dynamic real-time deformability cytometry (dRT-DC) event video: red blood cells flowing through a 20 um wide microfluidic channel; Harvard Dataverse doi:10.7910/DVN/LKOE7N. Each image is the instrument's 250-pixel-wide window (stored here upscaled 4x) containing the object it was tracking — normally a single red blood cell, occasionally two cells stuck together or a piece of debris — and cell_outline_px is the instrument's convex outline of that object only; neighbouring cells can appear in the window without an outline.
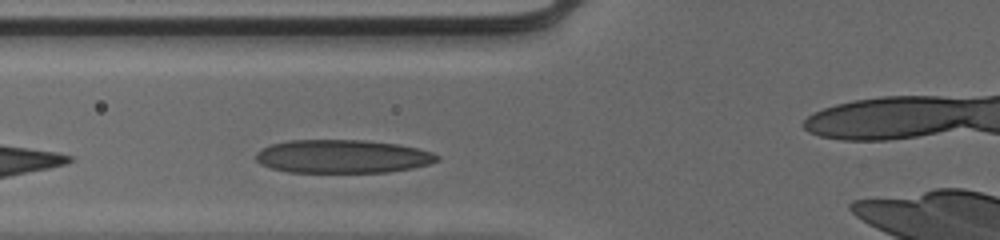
{"species": "human", "species_latin": "Homo sapiens", "temperature_condition": "cold", "stored_images_in_passage": 27, "camera_frame_rate_fps": 3000, "um_per_image_px": 0.085, "donor": {"sex": "male"}, "frame": {"image": 1, "passage_image": 4, "time_ms": 1.0, "image_size_px": [1000, 240], "cell_outline_px": [[440, 160], [428, 164], [412, 168], [388, 172], [288, 172], [272, 168], [260, 164], [256, 160], [256, 152], [272, 144], [288, 140], [368, 140], [400, 144], [432, 152], [440, 156]], "centroid_in_image_um": [29.13, 13.29], "position_along_channel_um": 96.7, "area_um2": 35.32}}
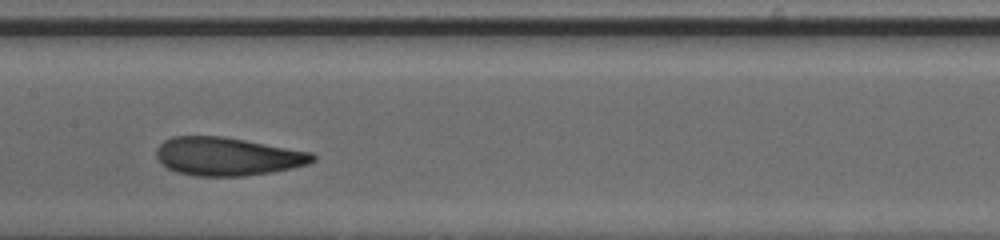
{"frame": {"image": 2, "passage_image": 11, "time_ms": 3.333, "image_size_px": [1000, 240], "cell_outline_px": [[316, 160], [308, 164], [292, 168], [272, 172], [244, 176], [196, 176], [176, 172], [168, 168], [156, 156], [156, 148], [164, 140], [172, 136], [220, 136], [244, 140], [312, 152], [316, 156]], "centroid_in_image_um": [19.34, 13.3], "position_along_channel_um": 188.1, "area_um2": 34.8}}
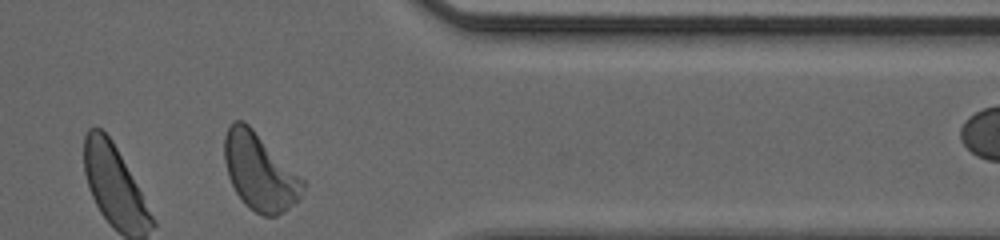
{"frame": {"image": 3, "passage_image": 27, "time_ms": 8.667, "image_size_px": [1000, 240], "cell_outline_px": [[304, 188], [300, 196], [284, 212], [276, 216], [264, 216], [256, 212], [244, 204], [236, 192], [228, 176], [224, 160], [224, 136], [228, 128], [236, 120], [244, 120], [304, 180]], "centroid_in_image_um": [22.05, 14.61], "position_along_channel_um": 389.4, "area_um2": 34.62}, "authors_computed_cell_mechanics": {"area_um2": 34.7956, "velocity_mm_per_s": 3.9246, "shape_relaxation_time_tau1_ms": 4.3805, "shape_relaxation_time_tau2_ms": 1.8151, "deformation_change_tau1": 0.1939, "deformation_change_tau2": 0.0673}}